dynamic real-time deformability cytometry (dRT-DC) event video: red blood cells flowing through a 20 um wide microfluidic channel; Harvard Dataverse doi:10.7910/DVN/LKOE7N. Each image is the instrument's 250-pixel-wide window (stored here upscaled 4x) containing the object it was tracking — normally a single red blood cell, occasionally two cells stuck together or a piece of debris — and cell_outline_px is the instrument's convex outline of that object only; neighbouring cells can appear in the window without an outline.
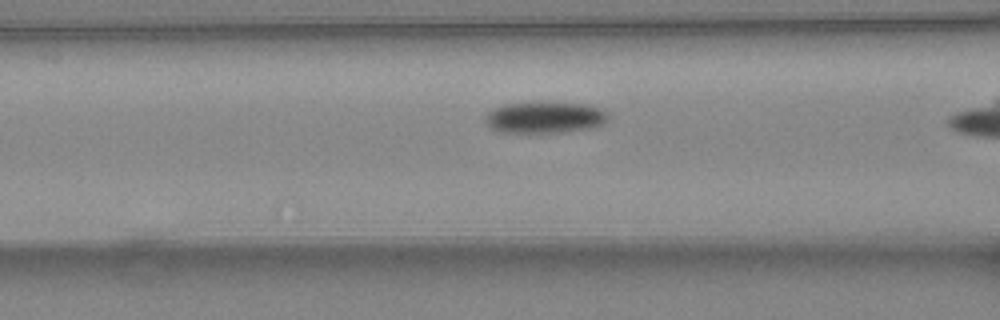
{"species": "common noctule bat (a hibernating species)", "species_latin": "Nyctalus noctula", "temperature_condition": "warm", "stored_images_in_passage": 37, "camera_frame_rate_fps": 3000, "um_per_image_px": 0.085, "animal": {"sex": "female", "body_mass_g": 24.6, "forearm_length_mm": 56.2}, "frame": {"image": 1, "passage_image": 19, "time_ms": 6.0, "image_size_px": [1000, 320], "cell_outline_px": [[608, 120], [604, 124], [592, 128], [556, 132], [500, 132], [492, 128], [484, 120], [484, 116], [492, 108], [504, 104], [588, 104], [600, 108], [608, 112]], "centroid_in_image_um": [46.32, 10.0], "position_along_channel_um": 120.3, "area_um2": 22.02}}
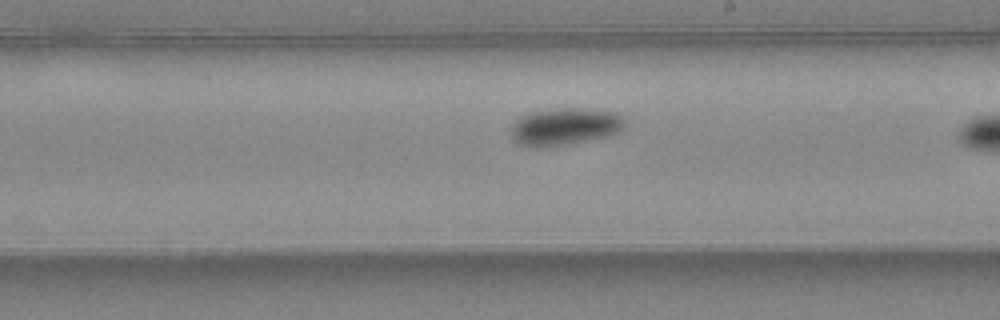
{"frame": {"image": 2, "passage_image": 27, "time_ms": 8.667, "image_size_px": [1000, 320], "cell_outline_px": [[628, 124], [620, 132], [608, 136], [568, 144], [540, 148], [532, 148], [520, 144], [512, 140], [512, 124], [520, 116], [532, 112], [564, 108], [576, 108], [616, 112]], "centroid_in_image_um": [48.02, 10.78], "position_along_channel_um": 241.0, "area_um2": 24.8}}
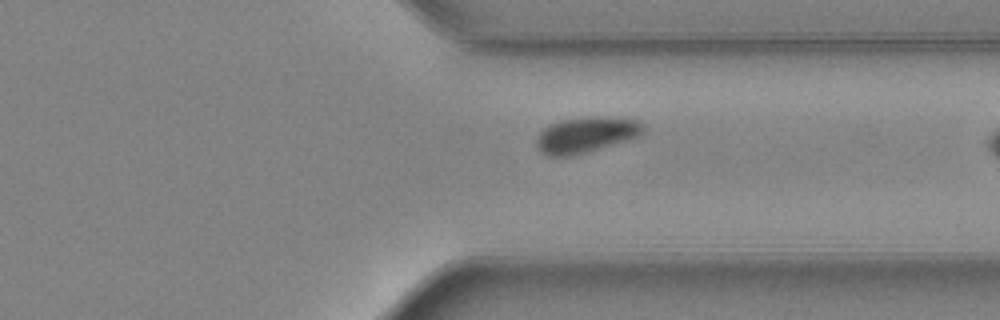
{"frame": {"image": 3, "passage_image": 35, "time_ms": 11.333, "image_size_px": [1000, 320], "cell_outline_px": [[644, 132], [640, 136], [628, 140], [572, 156], [548, 156], [540, 152], [536, 148], [536, 136], [548, 124], [560, 120], [592, 116], [596, 116], [640, 120], [644, 128]], "centroid_in_image_um": [49.78, 11.46], "position_along_channel_um": 361.6, "area_um2": 22.43}}